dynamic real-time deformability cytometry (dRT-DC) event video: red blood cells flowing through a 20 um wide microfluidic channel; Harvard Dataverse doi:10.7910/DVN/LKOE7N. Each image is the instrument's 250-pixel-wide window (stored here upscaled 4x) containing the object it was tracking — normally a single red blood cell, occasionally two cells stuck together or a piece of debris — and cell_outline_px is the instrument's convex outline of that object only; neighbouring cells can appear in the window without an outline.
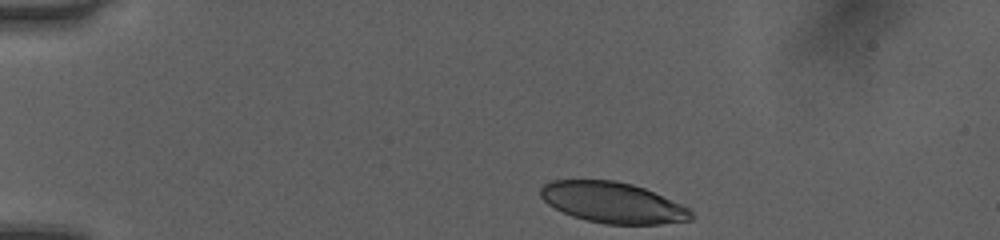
{"species": "human", "species_latin": "Homo sapiens", "temperature_condition": "room temperature", "stored_images_in_passage": 37, "camera_frame_rate_fps": 3000, "um_per_image_px": 0.085, "donor": {"sex": "female"}, "frame": {"image": 1, "passage_image": 1, "time_ms": 0.0, "image_size_px": [1000, 240], "cell_outline_px": [[696, 216], [692, 220], [660, 224], [604, 224], [572, 216], [548, 204], [540, 196], [540, 188], [544, 184], [552, 180], [616, 180], [632, 184], [644, 188], [680, 204], [688, 208]], "centroid_in_image_um": [52.09, 17.22], "position_along_channel_um": 32.9, "area_um2": 35.66}}
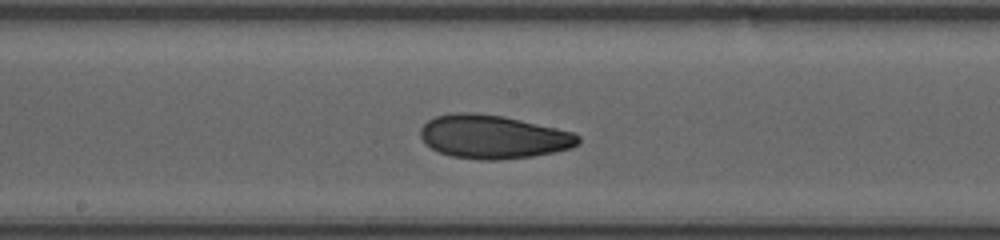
{"frame": {"image": 2, "passage_image": 19, "time_ms": 6.0, "image_size_px": [1000, 240], "cell_outline_px": [[580, 144], [572, 148], [532, 156], [496, 160], [480, 160], [452, 156], [440, 152], [432, 148], [420, 136], [420, 128], [428, 120], [436, 116], [452, 112], [472, 112], [504, 116], [576, 132], [580, 136]], "centroid_in_image_um": [41.95, 11.61], "position_along_channel_um": 206.2, "area_um2": 40.17}}
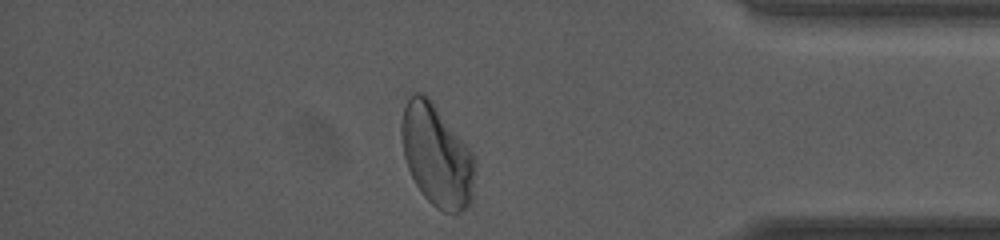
{"frame": {"image": 3, "passage_image": 35, "time_ms": 11.333, "image_size_px": [1000, 240], "cell_outline_px": [[476, 164], [472, 204], [468, 208], [456, 216], [452, 216], [436, 208], [420, 192], [408, 168], [404, 156], [400, 132], [400, 124], [404, 108], [408, 96], [412, 92], [420, 92], [428, 96], [432, 100], [472, 152], [476, 160]], "centroid_in_image_um": [37.14, 13.26], "position_along_channel_um": 398.1, "area_um2": 44.45}, "authors_computed_cell_mechanics": {"area_um2": 39.593, "velocity_mm_per_s": 4.049, "shape_relaxation_time_tau1_ms": 6.307, "shape_relaxation_time_tau2_ms": 2.0557, "deformation_change_tau1": 0.1704, "deformation_change_tau2": 0.079}}